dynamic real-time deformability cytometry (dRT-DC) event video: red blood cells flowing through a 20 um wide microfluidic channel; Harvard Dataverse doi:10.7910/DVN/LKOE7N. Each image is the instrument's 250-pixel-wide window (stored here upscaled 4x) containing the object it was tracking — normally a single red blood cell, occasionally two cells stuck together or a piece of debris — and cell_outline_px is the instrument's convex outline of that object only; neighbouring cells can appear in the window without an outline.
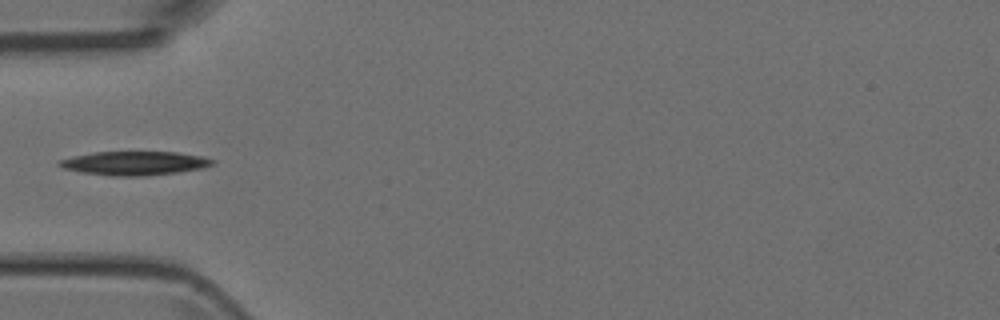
{"species": "Egyptian fruit bat (a non-hibernating species)", "species_latin": "Rousettus aegyptiacus", "temperature_condition": "room temperature", "stored_images_in_passage": 5, "camera_frame_rate_fps": 3000, "um_per_image_px": 0.085, "animal": {"sex": "female"}, "frame": {"image": 1, "passage_image": 5, "time_ms": 4.333, "image_size_px": [1000, 320], "cell_outline_px": [[216, 160], [212, 164], [200, 168], [176, 172], [144, 176], [108, 176], [84, 172], [64, 168], [56, 164], [60, 160], [72, 156], [96, 152], [176, 152], [204, 156]], "centroid_in_image_um": [11.43, 13.87], "position_along_channel_um": 73.6, "area_um2": 21.1}}